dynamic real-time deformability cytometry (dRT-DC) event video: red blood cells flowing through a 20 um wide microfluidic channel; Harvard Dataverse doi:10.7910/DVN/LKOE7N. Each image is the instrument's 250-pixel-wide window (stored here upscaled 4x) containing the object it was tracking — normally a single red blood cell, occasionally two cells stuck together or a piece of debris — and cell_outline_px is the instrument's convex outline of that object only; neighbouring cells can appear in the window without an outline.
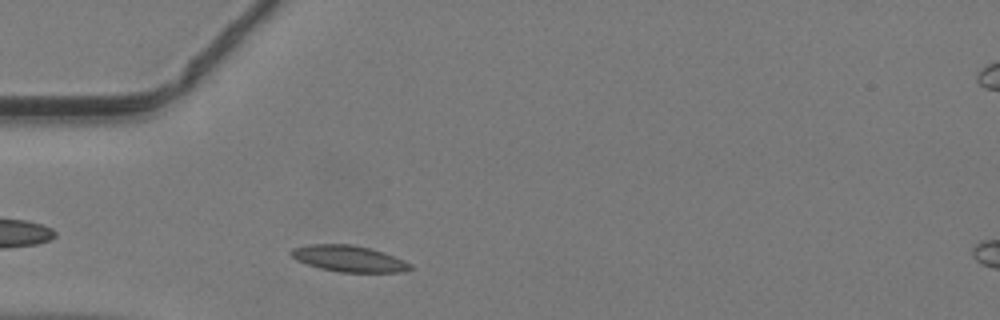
{"species": "common noctule bat (a hibernating species)", "species_latin": "Nyctalus noctula", "temperature_condition": "warm", "stored_images_in_passage": 7, "camera_frame_rate_fps": 3000, "um_per_image_px": 0.085, "animal": {"sex": "male", "body_mass_g": 19.2, "forearm_length_mm": 51.8}, "frame": {"image": 1, "passage_image": 3, "time_ms": 0.667, "image_size_px": [1000, 320], "cell_outline_px": [[412, 268], [404, 272], [340, 272], [320, 268], [296, 260], [288, 252], [292, 248], [308, 244], [352, 244], [384, 252], [404, 260], [412, 264]], "centroid_in_image_um": [29.64, 21.98], "position_along_channel_um": 55.4, "area_um2": 18.26}}
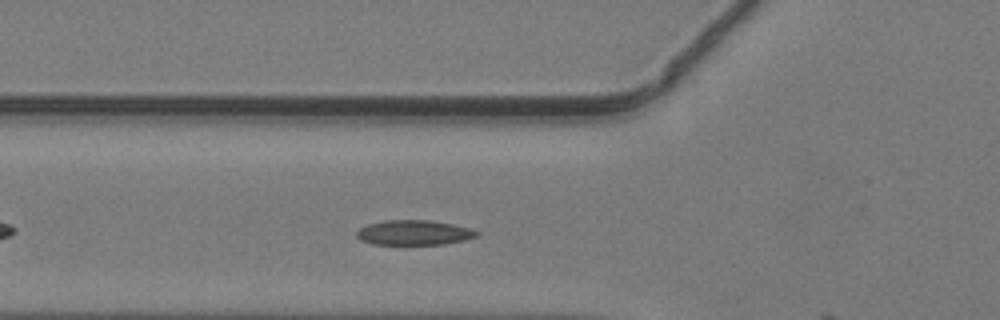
{"frame": {"image": 2, "passage_image": 6, "time_ms": 1.667, "image_size_px": [1000, 320], "cell_outline_px": [[480, 236], [464, 240], [444, 244], [372, 244], [360, 240], [356, 236], [356, 232], [360, 228], [368, 224], [384, 220], [428, 220], [452, 224], [472, 228], [480, 232]], "centroid_in_image_um": [35.22, 19.77], "position_along_channel_um": 90.6, "area_um2": 17.51}}